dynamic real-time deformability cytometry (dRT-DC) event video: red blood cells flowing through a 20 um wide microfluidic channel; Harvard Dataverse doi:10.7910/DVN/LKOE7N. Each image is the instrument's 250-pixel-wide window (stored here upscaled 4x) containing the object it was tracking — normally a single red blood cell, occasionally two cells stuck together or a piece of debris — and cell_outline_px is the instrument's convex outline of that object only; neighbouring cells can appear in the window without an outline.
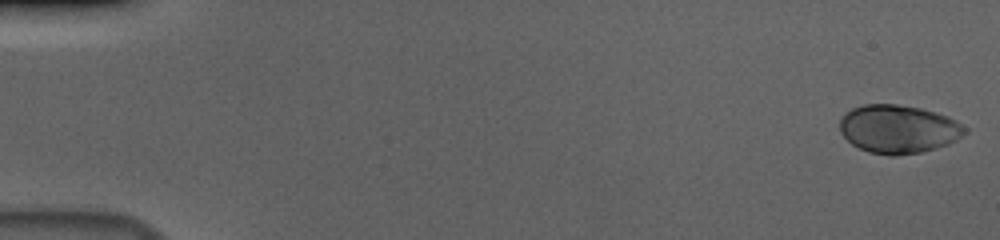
{"species": "human", "species_latin": "Homo sapiens", "temperature_condition": "cold", "stored_images_in_passage": 57, "camera_frame_rate_fps": 3000, "um_per_image_px": 0.085, "donor": {"sex": "male"}, "frame": {"image": 1, "passage_image": 1, "time_ms": 0.0, "image_size_px": [1000, 240], "cell_outline_px": [[968, 132], [956, 140], [948, 144], [936, 148], [920, 152], [896, 156], [892, 156], [868, 152], [852, 144], [840, 132], [840, 120], [852, 108], [864, 104], [896, 104], [920, 108], [936, 112], [948, 116], [956, 120], [968, 128]], "centroid_in_image_um": [76.4, 10.97], "position_along_channel_um": 8.6, "area_um2": 35.32}}
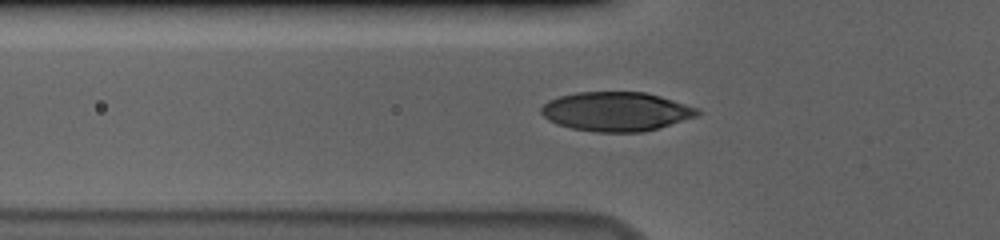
{"frame": {"image": 2, "passage_image": 20, "time_ms": 6.333, "image_size_px": [1000, 240], "cell_outline_px": [[700, 112], [696, 116], [660, 128], [644, 132], [596, 132], [572, 128], [556, 124], [548, 120], [540, 112], [540, 108], [548, 100], [560, 96], [576, 92], [644, 92], [660, 96], [700, 108]], "centroid_in_image_um": [52.37, 9.48], "position_along_channel_um": 73.4, "area_um2": 35.78}}
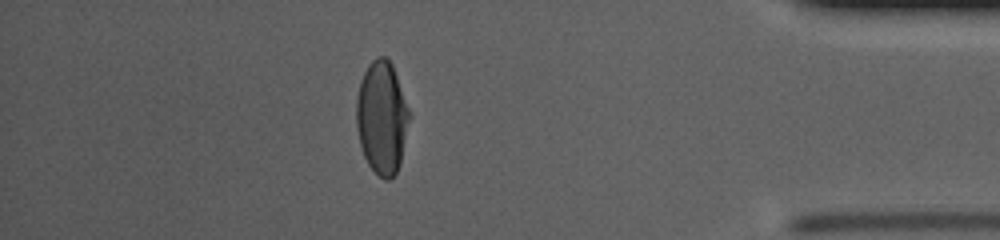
{"frame": {"image": 3, "passage_image": 50, "time_ms": 16.333, "image_size_px": [1000, 240], "cell_outline_px": [[412, 116], [400, 164], [396, 172], [388, 180], [384, 180], [368, 164], [364, 156], [360, 144], [356, 128], [356, 96], [360, 80], [368, 64], [376, 56], [384, 56], [392, 64], [412, 112]], "centroid_in_image_um": [32.49, 9.97], "position_along_channel_um": 402.7, "area_um2": 35.55}, "authors_computed_cell_mechanics": {"area_um2": 35.547, "velocity_mm_per_s": 3.6506, "shape_relaxation_time_tau1_ms": 3.697, "shape_relaxation_time_tau2_ms": null, "deformation_change_tau1": 0.1841, "deformation_change_tau2": null}}